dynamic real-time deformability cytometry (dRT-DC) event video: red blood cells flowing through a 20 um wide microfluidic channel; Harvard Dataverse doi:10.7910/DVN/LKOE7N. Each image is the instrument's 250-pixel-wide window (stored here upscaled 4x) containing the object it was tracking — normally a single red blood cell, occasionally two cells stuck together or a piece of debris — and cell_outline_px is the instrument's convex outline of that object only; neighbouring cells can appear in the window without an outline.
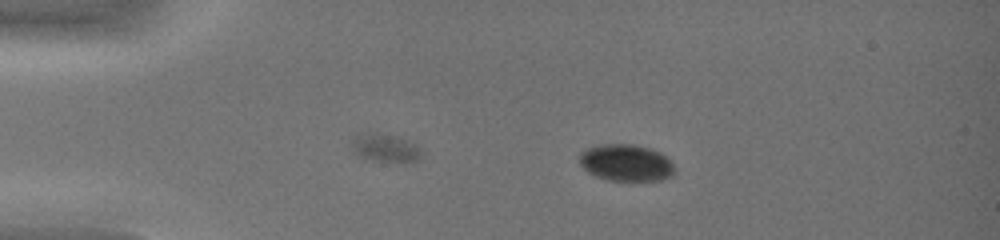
{"species": "common noctule bat (a hibernating species)", "species_latin": "Nyctalus noctula", "temperature_condition": "warm", "stored_images_in_passage": 43, "camera_frame_rate_fps": 3000, "um_per_image_px": 0.085, "animal": {"sex": "female", "body_mass_g": 19.0, "forearm_length_mm": 51.5}, "frame": {"image": 1, "passage_image": 10, "time_ms": 3.0, "image_size_px": [1000, 240], "cell_outline_px": [[676, 172], [672, 176], [660, 180], [608, 180], [596, 176], [588, 172], [580, 164], [580, 152], [584, 148], [600, 144], [632, 144], [648, 148], [660, 152], [672, 164]], "centroid_in_image_um": [53.19, 13.83], "position_along_channel_um": 31.8, "area_um2": 20.35}}
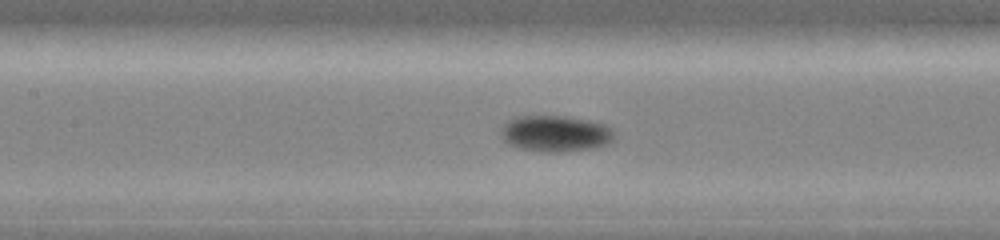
{"frame": {"image": 2, "passage_image": 23, "time_ms": 7.333, "image_size_px": [1000, 240], "cell_outline_px": [[612, 140], [608, 144], [592, 148], [564, 152], [544, 152], [520, 148], [508, 144], [504, 140], [500, 132], [504, 124], [512, 116], [564, 116], [592, 120], [608, 124], [612, 128]], "centroid_in_image_um": [47.21, 11.34], "position_along_channel_um": 160.2, "area_um2": 24.16}}
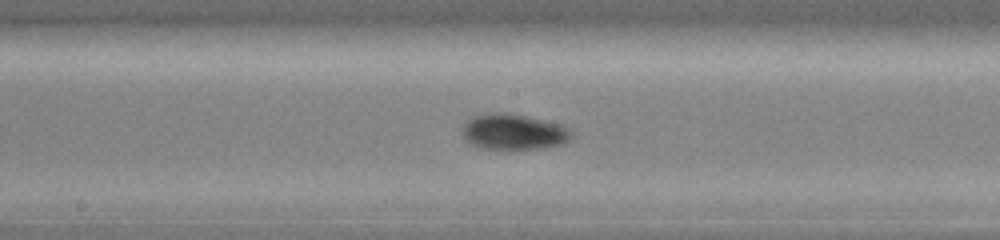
{"frame": {"image": 3, "passage_image": 26, "time_ms": 8.333, "image_size_px": [1000, 240], "cell_outline_px": [[572, 136], [564, 144], [544, 148], [480, 148], [464, 140], [460, 132], [464, 124], [472, 116], [484, 112], [504, 112], [568, 124], [572, 128]], "centroid_in_image_um": [43.68, 11.18], "position_along_channel_um": 204.5, "area_um2": 23.29}, "authors_computed_cell_mechanics": {"area_um2": 20.9236, "velocity_mm_per_s": 4.4246, "shape_relaxation_time_tau1_ms": 1.2557, "shape_relaxation_time_tau2_ms": null, "deformation_change_tau1": 0.058, "deformation_change_tau2": null}}